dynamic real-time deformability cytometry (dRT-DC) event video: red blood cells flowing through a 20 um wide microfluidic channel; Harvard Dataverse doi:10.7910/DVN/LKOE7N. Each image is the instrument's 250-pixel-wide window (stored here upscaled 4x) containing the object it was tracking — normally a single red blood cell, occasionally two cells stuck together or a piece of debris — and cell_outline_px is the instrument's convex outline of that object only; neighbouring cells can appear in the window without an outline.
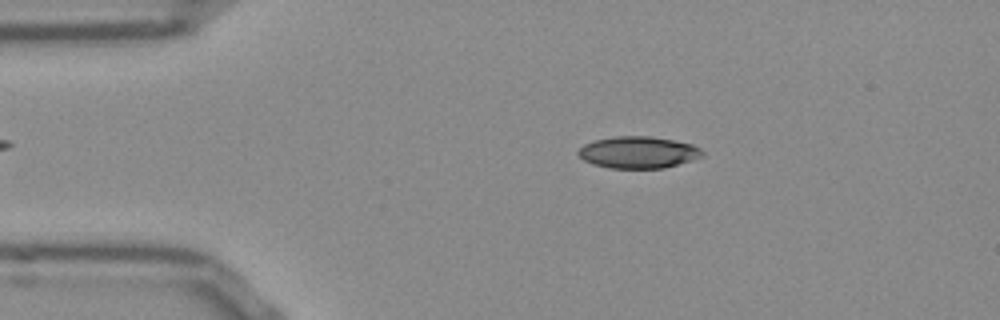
{"species": "Egyptian fruit bat (a non-hibernating species)", "species_latin": "Rousettus aegyptiacus", "temperature_condition": "room temperature", "stored_images_in_passage": 51, "camera_frame_rate_fps": 3000, "um_per_image_px": 0.085, "frame": {"image": 1, "passage_image": 9, "time_ms": 2.667, "image_size_px": [1000, 320], "cell_outline_px": [[704, 156], [692, 160], [664, 168], [608, 168], [592, 164], [584, 160], [576, 152], [584, 144], [596, 140], [616, 136], [652, 136], [692, 144], [700, 148], [704, 152]], "centroid_in_image_um": [54.26, 12.95], "position_along_channel_um": 30.7, "area_um2": 23.0}}
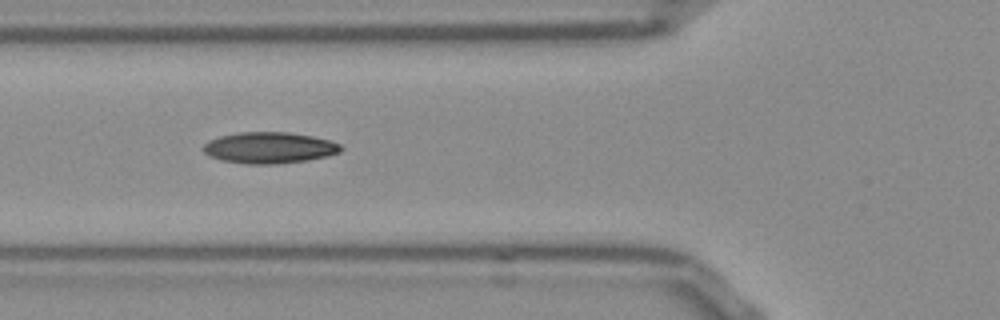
{"frame": {"image": 2, "passage_image": 18, "time_ms": 5.667, "image_size_px": [1000, 320], "cell_outline_px": [[344, 148], [340, 152], [328, 156], [308, 160], [276, 164], [248, 164], [224, 160], [208, 156], [204, 152], [204, 144], [208, 140], [220, 136], [240, 132], [288, 132], [312, 136], [328, 140], [340, 144]], "centroid_in_image_um": [22.91, 12.56], "position_along_channel_um": 102.9, "area_um2": 25.03}}
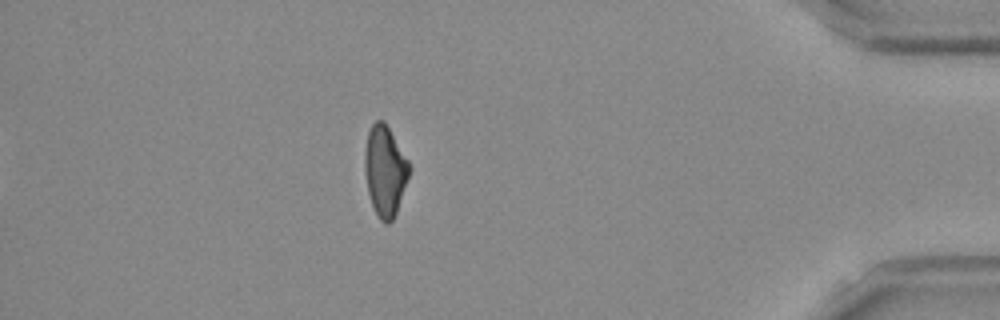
{"frame": {"image": 3, "passage_image": 45, "time_ms": 14.667, "image_size_px": [1000, 320], "cell_outline_px": [[412, 168], [396, 212], [392, 220], [388, 224], [384, 224], [380, 220], [372, 204], [368, 192], [364, 168], [364, 152], [368, 132], [372, 124], [376, 120], [384, 120], [408, 160]], "centroid_in_image_um": [32.72, 14.51], "position_along_channel_um": 402.5, "area_um2": 23.41}, "authors_computed_cell_mechanics": {"area_um2": 23.698, "velocity_mm_per_s": 3.8507, "shape_relaxation_time_tau1_ms": 6.1397, "shape_relaxation_time_tau2_ms": 3.4143, "deformation_change_tau1": 0.1788, "deformation_change_tau2": 0.1027}}